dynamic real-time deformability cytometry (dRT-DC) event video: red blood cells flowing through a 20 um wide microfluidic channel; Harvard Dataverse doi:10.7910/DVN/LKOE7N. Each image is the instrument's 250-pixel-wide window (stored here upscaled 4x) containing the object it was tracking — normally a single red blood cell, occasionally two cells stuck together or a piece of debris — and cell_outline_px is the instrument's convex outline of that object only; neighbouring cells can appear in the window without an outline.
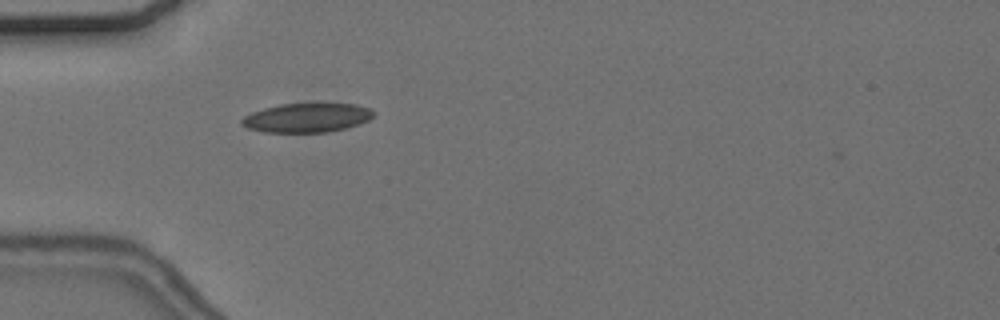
{"species": "common noctule bat (a hibernating species)", "species_latin": "Nyctalus noctula", "temperature_condition": "cold", "stored_images_in_passage": 46, "camera_frame_rate_fps": 3000, "um_per_image_px": 0.085, "animal": {"sex": "female", "body_mass_g": 24.6, "forearm_length_mm": 56.2}, "frame": {"image": 1, "passage_image": 7, "time_ms": 2.0, "image_size_px": [1000, 320], "cell_outline_px": [[376, 112], [368, 120], [344, 128], [328, 132], [264, 132], [248, 128], [240, 124], [240, 120], [244, 116], [252, 112], [264, 108], [280, 104], [356, 104], [368, 108]], "centroid_in_image_um": [26.04, 10.01], "position_along_channel_um": 59.0, "area_um2": 22.14}}
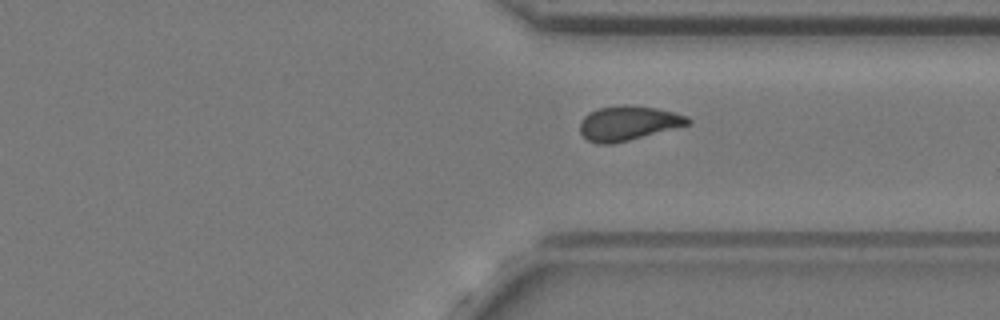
{"frame": {"image": 2, "passage_image": 32, "time_ms": 10.333, "image_size_px": [1000, 320], "cell_outline_px": [[692, 124], [612, 144], [596, 144], [588, 140], [580, 132], [580, 120], [588, 112], [600, 108], [624, 104], [628, 104], [656, 108], [688, 116], [692, 120]], "centroid_in_image_um": [53.4, 10.46], "position_along_channel_um": 358.0, "area_um2": 21.79}}
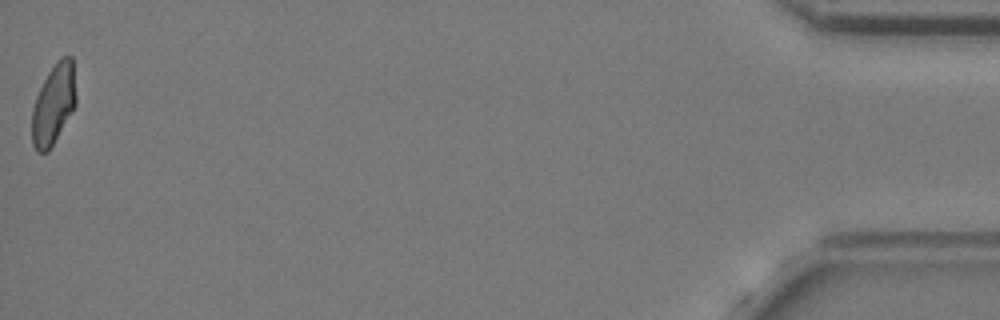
{"frame": {"image": 3, "passage_image": 46, "time_ms": 15.0, "image_size_px": [1000, 320], "cell_outline_px": [[76, 104], [48, 152], [36, 152], [32, 144], [32, 108], [36, 96], [48, 72], [56, 60], [60, 56], [72, 56], [76, 92]], "centroid_in_image_um": [4.55, 8.84], "position_along_channel_um": 430.7, "area_um2": 20.63}, "authors_computed_cell_mechanics": {"area_um2": 21.1837, "velocity_mm_per_s": 3.6309, "shape_relaxation_time_tau1_ms": null, "shape_relaxation_time_tau2_ms": 2.2638, "deformation_change_tau1": null, "deformation_change_tau2": 0.0846}}